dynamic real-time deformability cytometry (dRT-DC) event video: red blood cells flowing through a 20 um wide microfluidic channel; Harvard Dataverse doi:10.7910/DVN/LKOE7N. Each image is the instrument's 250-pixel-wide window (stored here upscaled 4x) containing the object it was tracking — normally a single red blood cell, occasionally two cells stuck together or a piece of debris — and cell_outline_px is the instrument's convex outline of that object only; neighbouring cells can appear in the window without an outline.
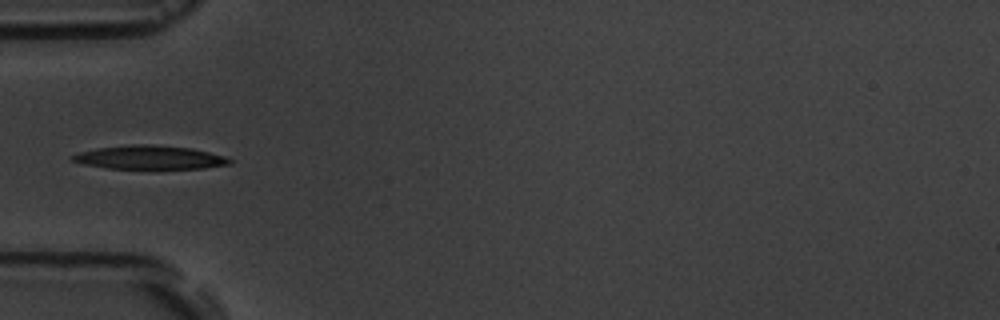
{"species": "common noctule bat (a hibernating species)", "species_latin": "Nyctalus noctula", "temperature_condition": "room temperature", "stored_images_in_passage": 5, "camera_frame_rate_fps": 3000, "um_per_image_px": 0.085, "animal": {"sex": "male", "body_mass_g": 19.5, "forearm_length_mm": 54.6}, "frame": {"image": 1, "passage_image": 5, "time_ms": 4.667, "image_size_px": [1000, 320], "cell_outline_px": [[232, 164], [204, 168], [108, 168], [84, 164], [72, 160], [72, 156], [80, 152], [100, 148], [128, 144], [152, 144], [192, 148], [224, 156], [232, 160]], "centroid_in_image_um": [12.77, 13.37], "position_along_channel_um": 72.2, "area_um2": 21.39}}